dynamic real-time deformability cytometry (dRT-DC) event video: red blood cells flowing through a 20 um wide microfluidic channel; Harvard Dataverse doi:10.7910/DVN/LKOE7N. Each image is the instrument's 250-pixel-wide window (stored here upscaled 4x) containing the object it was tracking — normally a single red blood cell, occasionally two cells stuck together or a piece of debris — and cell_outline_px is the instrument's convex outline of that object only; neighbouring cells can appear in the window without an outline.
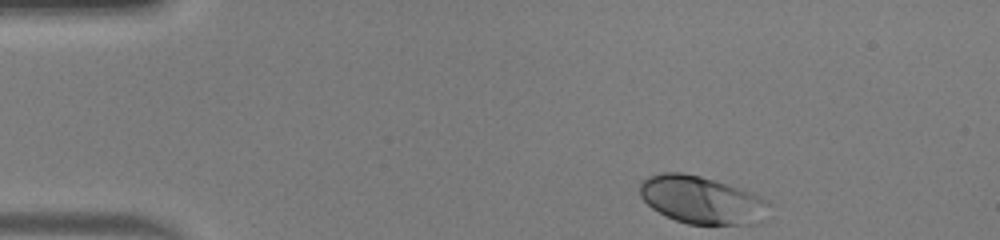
{"species": "human", "species_latin": "Homo sapiens", "temperature_condition": "warm", "stored_images_in_passage": 43, "camera_frame_rate_fps": 3000, "um_per_image_px": 0.085, "donor": {"sex": "male"}, "frame": {"image": 1, "passage_image": 1, "time_ms": 0.0, "image_size_px": [1000, 240], "cell_outline_px": [[768, 204], [764, 224], [688, 224], [676, 220], [652, 208], [640, 196], [640, 184], [648, 176], [664, 172], [684, 172], [700, 176], [740, 188], [752, 192], [768, 200]], "centroid_in_image_um": [59.68, 17.0], "position_along_channel_um": 25.3, "area_um2": 35.84}}
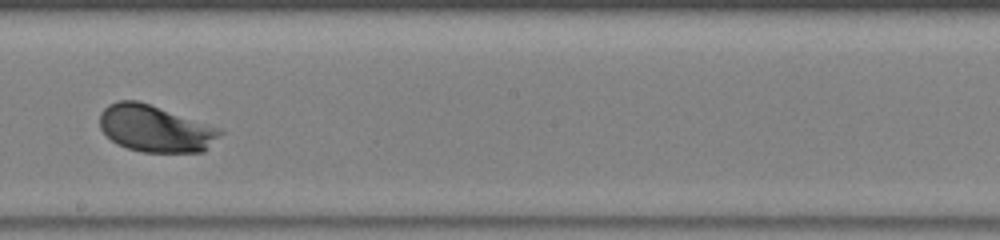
{"frame": {"image": 2, "passage_image": 22, "time_ms": 7.0, "image_size_px": [1000, 240], "cell_outline_px": [[224, 132], [204, 152], [144, 152], [128, 148], [116, 144], [100, 128], [100, 112], [108, 104], [116, 100], [136, 100], [148, 104]], "centroid_in_image_um": [13.11, 10.95], "position_along_channel_um": 235.1, "area_um2": 31.91}}
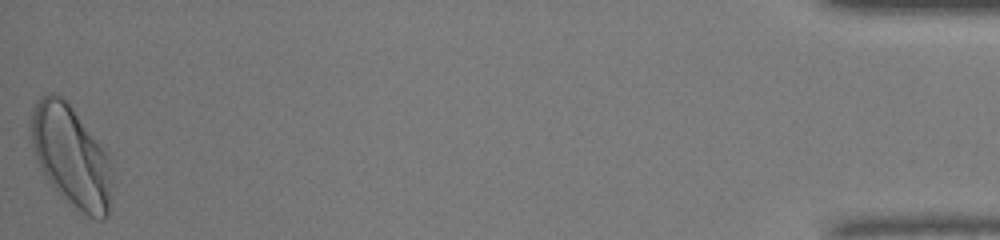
{"frame": {"image": 3, "passage_image": 43, "time_ms": 14.0, "image_size_px": [1000, 240], "cell_outline_px": [[112, 196], [108, 216], [104, 220], [100, 220], [88, 216], [68, 200], [48, 180], [36, 156], [32, 144], [32, 108], [36, 100], [40, 96], [48, 92], [56, 92], [72, 108], [108, 156], [112, 184]], "centroid_in_image_um": [6.06, 13.27], "position_along_channel_um": 429.1, "area_um2": 46.53}, "authors_computed_cell_mechanics": {"area_um2": 33.524, "velocity_mm_per_s": 4.1288, "shape_relaxation_time_tau1_ms": 1.5233, "shape_relaxation_time_tau2_ms": null, "deformation_change_tau1": 0.1149, "deformation_change_tau2": null}}